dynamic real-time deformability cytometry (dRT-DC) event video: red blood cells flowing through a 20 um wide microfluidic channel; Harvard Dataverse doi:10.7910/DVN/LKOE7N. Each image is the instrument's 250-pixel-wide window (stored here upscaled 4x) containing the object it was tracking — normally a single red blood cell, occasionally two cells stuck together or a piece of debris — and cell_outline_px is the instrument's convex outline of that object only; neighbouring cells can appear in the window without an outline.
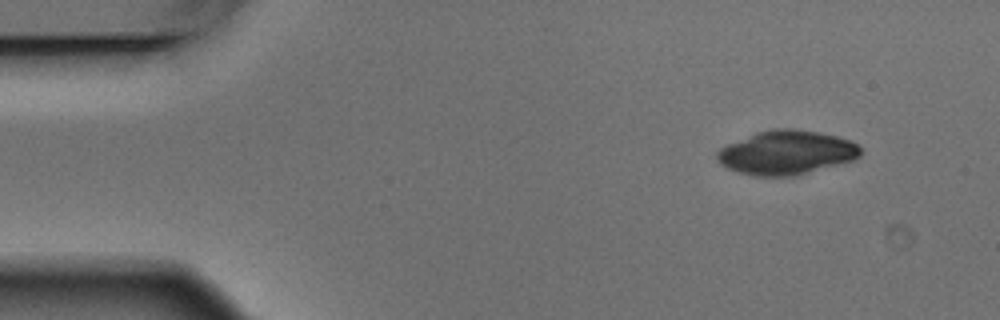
{"species": "Egyptian fruit bat (a non-hibernating species)", "species_latin": "Rousettus aegyptiacus", "temperature_condition": "warm", "stored_images_in_passage": 6, "camera_frame_rate_fps": 3000, "um_per_image_px": 0.085, "animal": {"sex": "male"}, "frame": {"image": 1, "passage_image": 1, "time_ms": 0.0, "image_size_px": [1000, 320], "cell_outline_px": [[860, 156], [856, 160], [796, 176], [752, 176], [728, 168], [720, 164], [716, 160], [716, 152], [720, 148], [728, 144], [756, 132], [772, 128], [792, 128], [816, 132], [836, 136], [852, 140], [860, 148]], "centroid_in_image_um": [66.85, 12.97], "position_along_channel_um": 18.1, "area_um2": 37.05}}